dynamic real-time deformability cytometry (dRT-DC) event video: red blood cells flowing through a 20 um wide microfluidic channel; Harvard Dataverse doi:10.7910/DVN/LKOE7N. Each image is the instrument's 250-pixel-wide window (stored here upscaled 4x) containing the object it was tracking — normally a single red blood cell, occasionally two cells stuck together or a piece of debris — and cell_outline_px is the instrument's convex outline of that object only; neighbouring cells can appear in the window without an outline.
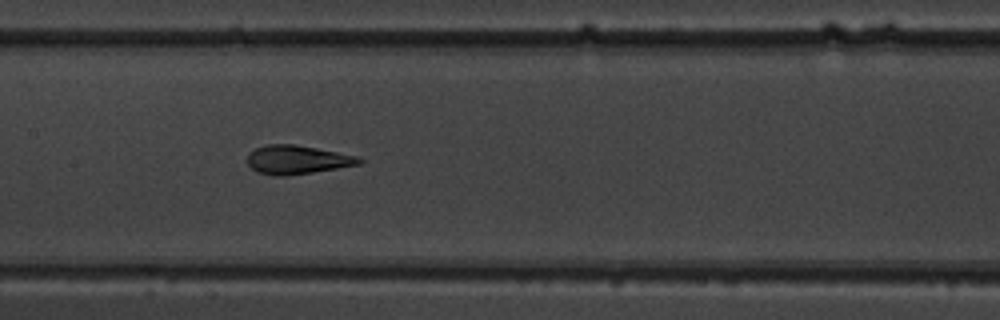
{"species": "common noctule bat (a hibernating species)", "species_latin": "Nyctalus noctula", "temperature_condition": "warm", "stored_images_in_passage": 13, "camera_frame_rate_fps": 3000, "um_per_image_px": 0.085, "animal": {"sex": "male", "body_mass_g": 19.5, "forearm_length_mm": 54.6}, "frame": {"image": 1, "passage_image": 6, "time_ms": 5.667, "image_size_px": [1000, 320], "cell_outline_px": [[364, 160], [360, 164], [312, 172], [284, 176], [272, 176], [256, 172], [248, 164], [248, 152], [256, 148], [268, 144], [296, 144], [360, 156]], "centroid_in_image_um": [25.26, 13.57], "position_along_channel_um": 182.1, "area_um2": 18.84}}
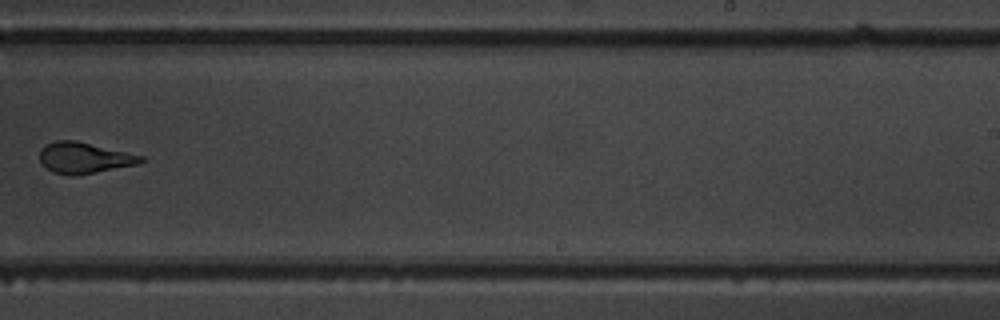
{"frame": {"image": 2, "passage_image": 8, "time_ms": 8.333, "image_size_px": [1000, 320], "cell_outline_px": [[148, 160], [136, 164], [92, 172], [52, 172], [40, 164], [40, 152], [48, 144], [56, 140], [76, 140], [144, 156]], "centroid_in_image_um": [7.18, 13.37], "position_along_channel_um": 281.8, "area_um2": 17.46}}
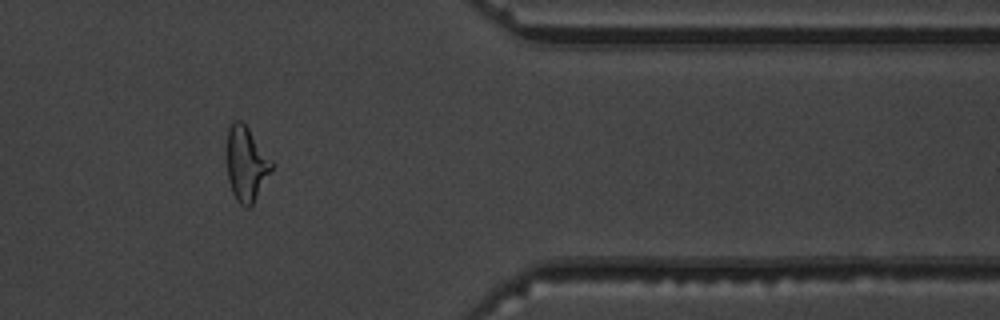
{"frame": {"image": 3, "passage_image": 11, "time_ms": 11.667, "image_size_px": [1000, 320], "cell_outline_px": [[272, 168], [252, 204], [248, 208], [244, 208], [236, 200], [232, 192], [228, 180], [228, 128], [232, 120], [240, 120], [248, 128], [272, 160]], "centroid_in_image_um": [20.91, 13.93], "position_along_channel_um": 390.5, "area_um2": 19.02}, "authors_computed_cell_mechanics": {"area_um2": 19.1318, "velocity_mm_per_s": 3.7599, "shape_relaxation_time_tau1_ms": 7.8899, "shape_relaxation_time_tau2_ms": 1.3152, "deformation_change_tau1": 0.2209, "deformation_change_tau2": 0.0644}}